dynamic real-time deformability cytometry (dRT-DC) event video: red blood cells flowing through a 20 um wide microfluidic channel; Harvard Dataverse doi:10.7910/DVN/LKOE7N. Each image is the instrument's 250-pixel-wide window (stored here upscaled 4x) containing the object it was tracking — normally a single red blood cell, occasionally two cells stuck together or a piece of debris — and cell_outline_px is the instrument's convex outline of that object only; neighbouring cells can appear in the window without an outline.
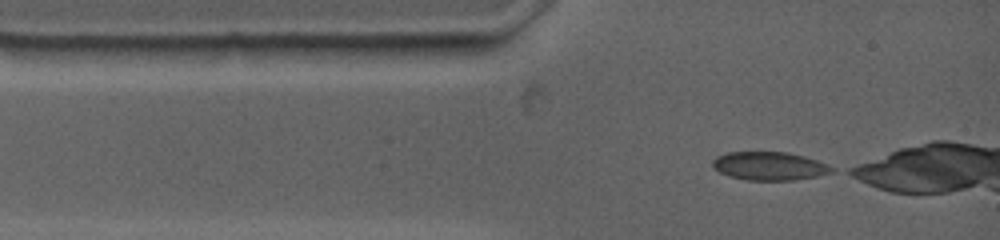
{"species": "common noctule bat (a hibernating species)", "species_latin": "Nyctalus noctula", "temperature_condition": "warm", "stored_images_in_passage": 17, "camera_frame_rate_fps": 4500, "um_per_image_px": 0.085, "animal": {"sex": "female", "body_mass_g": 19.0, "forearm_length_mm": 53.3}, "frame": {"image": 1, "passage_image": 1, "time_ms": 0.0, "image_size_px": [1000, 240], "cell_outline_px": [[832, 172], [816, 176], [792, 180], [748, 180], [732, 176], [720, 172], [712, 164], [712, 160], [716, 156], [728, 152], [788, 152], [804, 156], [816, 160], [832, 168]], "centroid_in_image_um": [65.36, 14.1], "position_along_channel_um": 19.6, "area_um2": 19.31}}
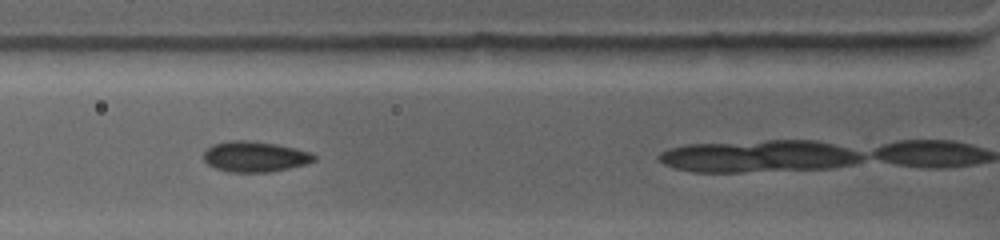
{"frame": {"image": 2, "passage_image": 10, "time_ms": 2.667, "image_size_px": [1000, 240], "cell_outline_px": [[316, 160], [304, 164], [288, 168], [268, 172], [228, 172], [216, 168], [208, 164], [204, 160], [204, 152], [212, 144], [228, 140], [248, 140], [276, 144], [308, 152], [316, 156]], "centroid_in_image_um": [21.62, 13.31], "position_along_channel_um": 104.2, "area_um2": 19.48}}
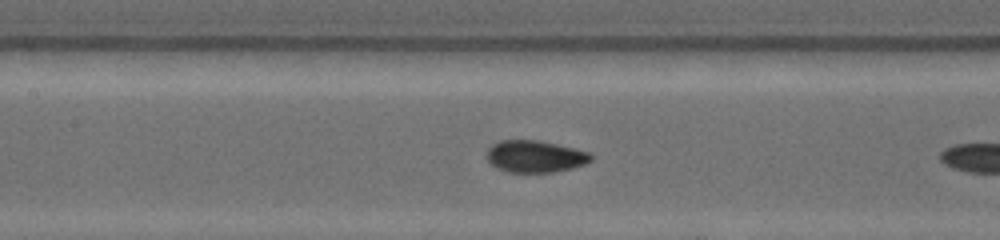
{"frame": {"image": 3, "passage_image": 15, "time_ms": 4.222, "image_size_px": [1000, 240], "cell_outline_px": [[592, 160], [584, 164], [572, 168], [552, 172], [508, 172], [496, 168], [488, 160], [488, 148], [492, 144], [500, 140], [540, 140], [576, 148], [588, 152], [592, 156]], "centroid_in_image_um": [45.49, 13.28], "position_along_channel_um": 161.9, "area_um2": 19.42}}